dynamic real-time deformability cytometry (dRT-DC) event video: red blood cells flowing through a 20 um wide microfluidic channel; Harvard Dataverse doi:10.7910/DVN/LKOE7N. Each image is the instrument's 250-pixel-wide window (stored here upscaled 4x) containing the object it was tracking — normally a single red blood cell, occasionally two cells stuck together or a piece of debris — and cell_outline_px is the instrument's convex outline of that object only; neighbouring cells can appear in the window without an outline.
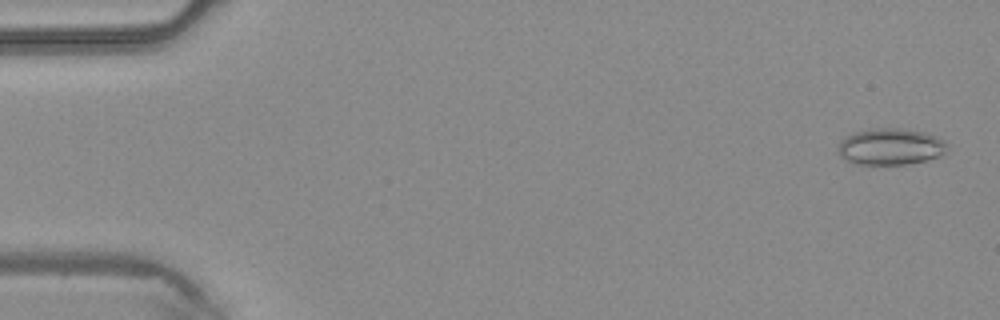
{"species": "common noctule bat (a hibernating species)", "species_latin": "Nyctalus noctula", "temperature_condition": "warm", "stored_images_in_passage": 14, "camera_frame_rate_fps": 3000, "um_per_image_px": 0.085, "animal": {"sex": "male", "body_mass_g": 20.4}, "frame": {"image": 1, "passage_image": 1, "time_ms": 0.0, "image_size_px": [1000, 320], "cell_outline_px": [[948, 152], [940, 156], [908, 164], [860, 164], [844, 160], [840, 156], [840, 140], [852, 132], [868, 128], [900, 128], [924, 132], [936, 136], [944, 144]], "centroid_in_image_um": [75.66, 12.45], "position_along_channel_um": 9.3, "area_um2": 23.12}}